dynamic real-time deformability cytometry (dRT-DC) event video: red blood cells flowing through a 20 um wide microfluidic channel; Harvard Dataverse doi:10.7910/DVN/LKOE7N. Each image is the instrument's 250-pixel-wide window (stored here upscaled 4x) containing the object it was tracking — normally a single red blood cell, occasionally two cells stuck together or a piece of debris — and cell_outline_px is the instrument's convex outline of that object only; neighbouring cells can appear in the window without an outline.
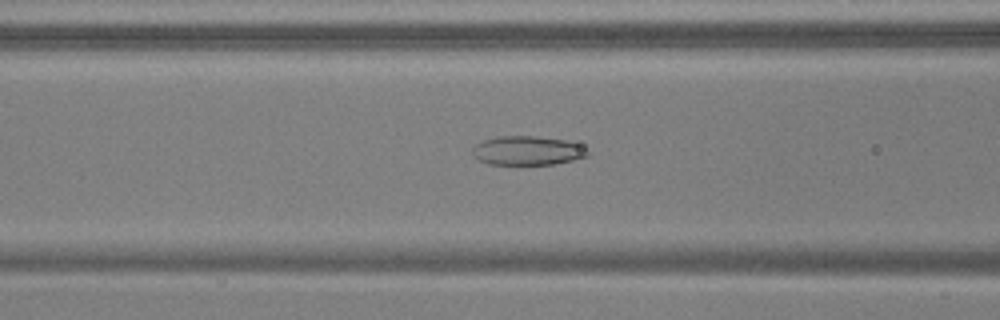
{"species": "common noctule bat (a hibernating species)", "species_latin": "Nyctalus noctula", "temperature_condition": "warm", "stored_images_in_passage": 54, "camera_frame_rate_fps": 3000, "um_per_image_px": 0.085, "animal": {"sex": "male", "body_mass_g": 17.9, "forearm_length_mm": 54.2}, "frame": {"image": 1, "passage_image": 23, "time_ms": 7.333, "image_size_px": [1000, 320], "cell_outline_px": [[588, 156], [556, 164], [488, 164], [472, 156], [472, 148], [476, 144], [484, 140], [496, 136], [536, 136], [564, 140], [576, 144], [584, 148], [588, 152]], "centroid_in_image_um": [44.78, 12.8], "position_along_channel_um": 121.8, "area_um2": 19.36}}
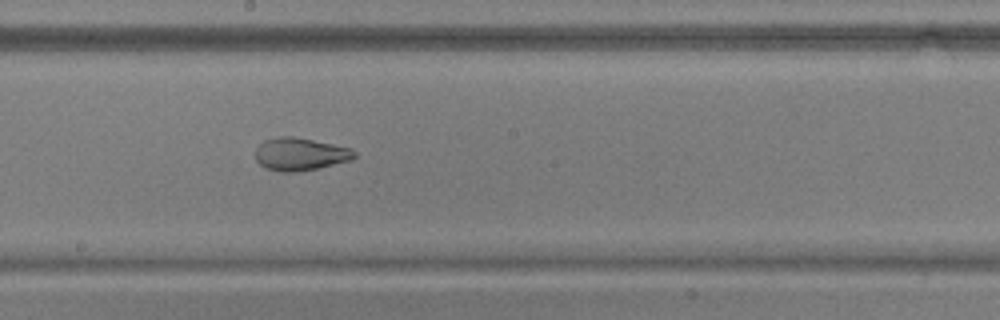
{"frame": {"image": 2, "passage_image": 31, "time_ms": 10.0, "image_size_px": [1000, 320], "cell_outline_px": [[356, 156], [352, 160], [320, 168], [296, 172], [280, 172], [264, 168], [256, 160], [256, 148], [264, 140], [276, 136], [292, 136], [352, 148], [356, 152]], "centroid_in_image_um": [25.52, 13.11], "position_along_channel_um": 222.7, "area_um2": 19.07}}
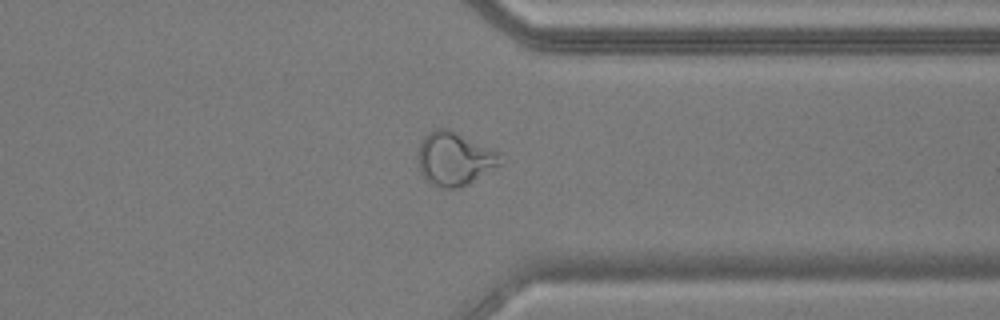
{"frame": {"image": 3, "passage_image": 43, "time_ms": 14.0, "image_size_px": [1000, 320], "cell_outline_px": [[504, 164], [468, 184], [460, 188], [440, 188], [424, 180], [420, 172], [416, 156], [416, 152], [420, 140], [428, 132], [436, 128], [448, 128], [492, 148], [500, 152], [504, 160]], "centroid_in_image_um": [38.63, 13.5], "position_along_channel_um": 372.8, "area_um2": 26.53}, "authors_computed_cell_mechanics": {"area_um2": 24.8251, "velocity_mm_per_s": 3.7893, "shape_relaxation_time_tau1_ms": 10.4523, "shape_relaxation_time_tau2_ms": 1.5635, "deformation_change_tau1": 0.2592, "deformation_change_tau2": 0.0706}}